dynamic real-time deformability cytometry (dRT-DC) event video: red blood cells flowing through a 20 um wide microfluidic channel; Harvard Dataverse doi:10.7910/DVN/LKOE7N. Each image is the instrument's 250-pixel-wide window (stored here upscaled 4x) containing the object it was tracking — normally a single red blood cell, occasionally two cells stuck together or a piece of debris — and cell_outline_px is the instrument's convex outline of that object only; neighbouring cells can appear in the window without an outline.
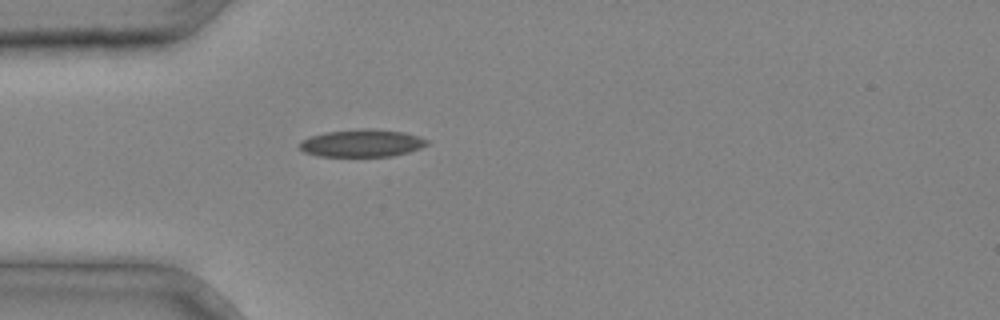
{"species": "common noctule bat (a hibernating species)", "species_latin": "Nyctalus noctula", "temperature_condition": "cold", "stored_images_in_passage": 29, "camera_frame_rate_fps": 3000, "um_per_image_px": 0.085, "animal": {"sex": "male", "body_mass_g": 20.4}, "frame": {"image": 1, "passage_image": 4, "time_ms": 1.0, "image_size_px": [1000, 320], "cell_outline_px": [[428, 144], [420, 148], [408, 152], [392, 156], [316, 156], [304, 152], [300, 148], [300, 140], [308, 136], [324, 132], [368, 128], [372, 128], [404, 132], [428, 140]], "centroid_in_image_um": [30.72, 12.16], "position_along_channel_um": 54.3, "area_um2": 20.46}}
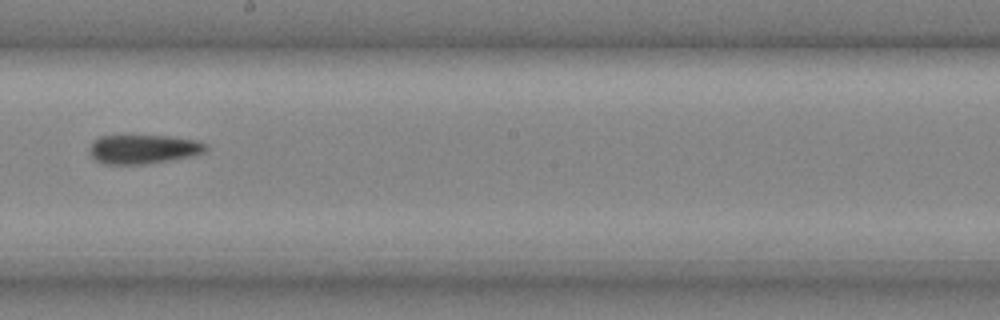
{"frame": {"image": 2, "passage_image": 15, "time_ms": 4.667, "image_size_px": [1000, 320], "cell_outline_px": [[208, 148], [204, 152], [192, 156], [144, 164], [100, 164], [88, 152], [88, 148], [100, 136], [172, 136], [196, 140], [208, 144]], "centroid_in_image_um": [12.19, 12.68], "position_along_channel_um": 236.0, "area_um2": 19.71}}
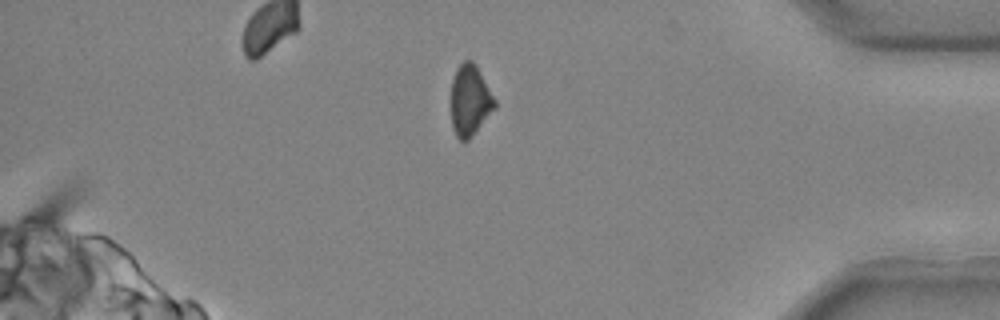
{"frame": {"image": 3, "passage_image": 26, "time_ms": 8.333, "image_size_px": [1000, 320], "cell_outline_px": [[496, 108], [472, 136], [468, 140], [460, 140], [456, 136], [452, 128], [452, 80], [456, 68], [464, 60], [472, 60], [476, 64], [496, 100]], "centroid_in_image_um": [39.96, 8.52], "position_along_channel_um": 395.2, "area_um2": 18.09}}